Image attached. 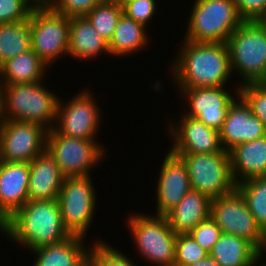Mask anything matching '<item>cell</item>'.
Segmentation results:
<instances>
[{"label":"cell","instance_id":"cell-4","mask_svg":"<svg viewBox=\"0 0 266 266\" xmlns=\"http://www.w3.org/2000/svg\"><path fill=\"white\" fill-rule=\"evenodd\" d=\"M183 40L226 43L244 22L233 0H195Z\"/></svg>","mask_w":266,"mask_h":266},{"label":"cell","instance_id":"cell-37","mask_svg":"<svg viewBox=\"0 0 266 266\" xmlns=\"http://www.w3.org/2000/svg\"><path fill=\"white\" fill-rule=\"evenodd\" d=\"M244 21H254L265 9L266 0H233Z\"/></svg>","mask_w":266,"mask_h":266},{"label":"cell","instance_id":"cell-21","mask_svg":"<svg viewBox=\"0 0 266 266\" xmlns=\"http://www.w3.org/2000/svg\"><path fill=\"white\" fill-rule=\"evenodd\" d=\"M102 53L110 55L108 42L96 31L85 17H71L68 40V55L87 60L98 58Z\"/></svg>","mask_w":266,"mask_h":266},{"label":"cell","instance_id":"cell-19","mask_svg":"<svg viewBox=\"0 0 266 266\" xmlns=\"http://www.w3.org/2000/svg\"><path fill=\"white\" fill-rule=\"evenodd\" d=\"M29 167V200L57 199L64 176L52 156L45 150L29 163Z\"/></svg>","mask_w":266,"mask_h":266},{"label":"cell","instance_id":"cell-29","mask_svg":"<svg viewBox=\"0 0 266 266\" xmlns=\"http://www.w3.org/2000/svg\"><path fill=\"white\" fill-rule=\"evenodd\" d=\"M122 14L123 8L116 1L104 0L88 12L85 17L109 43Z\"/></svg>","mask_w":266,"mask_h":266},{"label":"cell","instance_id":"cell-15","mask_svg":"<svg viewBox=\"0 0 266 266\" xmlns=\"http://www.w3.org/2000/svg\"><path fill=\"white\" fill-rule=\"evenodd\" d=\"M179 119V123L170 121L171 124L168 123L169 128H167L173 142L169 150L173 154H210L223 150L219 131L183 113Z\"/></svg>","mask_w":266,"mask_h":266},{"label":"cell","instance_id":"cell-24","mask_svg":"<svg viewBox=\"0 0 266 266\" xmlns=\"http://www.w3.org/2000/svg\"><path fill=\"white\" fill-rule=\"evenodd\" d=\"M263 253L246 239L222 233L209 255L220 266H257Z\"/></svg>","mask_w":266,"mask_h":266},{"label":"cell","instance_id":"cell-35","mask_svg":"<svg viewBox=\"0 0 266 266\" xmlns=\"http://www.w3.org/2000/svg\"><path fill=\"white\" fill-rule=\"evenodd\" d=\"M157 0H135L127 3L123 7V13L135 22L141 23L145 27L157 14Z\"/></svg>","mask_w":266,"mask_h":266},{"label":"cell","instance_id":"cell-33","mask_svg":"<svg viewBox=\"0 0 266 266\" xmlns=\"http://www.w3.org/2000/svg\"><path fill=\"white\" fill-rule=\"evenodd\" d=\"M32 8L30 0H0V24L26 21Z\"/></svg>","mask_w":266,"mask_h":266},{"label":"cell","instance_id":"cell-27","mask_svg":"<svg viewBox=\"0 0 266 266\" xmlns=\"http://www.w3.org/2000/svg\"><path fill=\"white\" fill-rule=\"evenodd\" d=\"M32 49L29 19L0 24V66Z\"/></svg>","mask_w":266,"mask_h":266},{"label":"cell","instance_id":"cell-18","mask_svg":"<svg viewBox=\"0 0 266 266\" xmlns=\"http://www.w3.org/2000/svg\"><path fill=\"white\" fill-rule=\"evenodd\" d=\"M29 163L0 161V216L6 221L28 200Z\"/></svg>","mask_w":266,"mask_h":266},{"label":"cell","instance_id":"cell-26","mask_svg":"<svg viewBox=\"0 0 266 266\" xmlns=\"http://www.w3.org/2000/svg\"><path fill=\"white\" fill-rule=\"evenodd\" d=\"M147 28L128 18L124 13L117 22L113 37L108 43L110 56H130L148 46ZM148 36V37H147Z\"/></svg>","mask_w":266,"mask_h":266},{"label":"cell","instance_id":"cell-1","mask_svg":"<svg viewBox=\"0 0 266 266\" xmlns=\"http://www.w3.org/2000/svg\"><path fill=\"white\" fill-rule=\"evenodd\" d=\"M182 41L169 65L177 88L227 86L233 75L227 43Z\"/></svg>","mask_w":266,"mask_h":266},{"label":"cell","instance_id":"cell-23","mask_svg":"<svg viewBox=\"0 0 266 266\" xmlns=\"http://www.w3.org/2000/svg\"><path fill=\"white\" fill-rule=\"evenodd\" d=\"M85 238L78 235H70L61 242L43 246L31 252L36 255L33 266H77L87 256Z\"/></svg>","mask_w":266,"mask_h":266},{"label":"cell","instance_id":"cell-12","mask_svg":"<svg viewBox=\"0 0 266 266\" xmlns=\"http://www.w3.org/2000/svg\"><path fill=\"white\" fill-rule=\"evenodd\" d=\"M90 91L84 88L65 104L59 99L53 125L57 134L78 139L97 138L102 116L95 96Z\"/></svg>","mask_w":266,"mask_h":266},{"label":"cell","instance_id":"cell-2","mask_svg":"<svg viewBox=\"0 0 266 266\" xmlns=\"http://www.w3.org/2000/svg\"><path fill=\"white\" fill-rule=\"evenodd\" d=\"M5 227L6 238L30 251L70 236L63 226L57 199L28 200L5 221Z\"/></svg>","mask_w":266,"mask_h":266},{"label":"cell","instance_id":"cell-22","mask_svg":"<svg viewBox=\"0 0 266 266\" xmlns=\"http://www.w3.org/2000/svg\"><path fill=\"white\" fill-rule=\"evenodd\" d=\"M211 199L190 190L166 215L170 228L176 234H188L200 222L210 217Z\"/></svg>","mask_w":266,"mask_h":266},{"label":"cell","instance_id":"cell-9","mask_svg":"<svg viewBox=\"0 0 266 266\" xmlns=\"http://www.w3.org/2000/svg\"><path fill=\"white\" fill-rule=\"evenodd\" d=\"M29 27L32 50L48 67L68 55L70 17L52 7H33Z\"/></svg>","mask_w":266,"mask_h":266},{"label":"cell","instance_id":"cell-30","mask_svg":"<svg viewBox=\"0 0 266 266\" xmlns=\"http://www.w3.org/2000/svg\"><path fill=\"white\" fill-rule=\"evenodd\" d=\"M93 243L88 256L93 260L94 266H136L132 258H128L125 253H121L106 241L94 240Z\"/></svg>","mask_w":266,"mask_h":266},{"label":"cell","instance_id":"cell-3","mask_svg":"<svg viewBox=\"0 0 266 266\" xmlns=\"http://www.w3.org/2000/svg\"><path fill=\"white\" fill-rule=\"evenodd\" d=\"M43 84L0 85V120L36 123L53 129L59 97Z\"/></svg>","mask_w":266,"mask_h":266},{"label":"cell","instance_id":"cell-38","mask_svg":"<svg viewBox=\"0 0 266 266\" xmlns=\"http://www.w3.org/2000/svg\"><path fill=\"white\" fill-rule=\"evenodd\" d=\"M188 266H220L213 257L208 255L205 259Z\"/></svg>","mask_w":266,"mask_h":266},{"label":"cell","instance_id":"cell-36","mask_svg":"<svg viewBox=\"0 0 266 266\" xmlns=\"http://www.w3.org/2000/svg\"><path fill=\"white\" fill-rule=\"evenodd\" d=\"M104 0H58L52 7L67 17H82Z\"/></svg>","mask_w":266,"mask_h":266},{"label":"cell","instance_id":"cell-5","mask_svg":"<svg viewBox=\"0 0 266 266\" xmlns=\"http://www.w3.org/2000/svg\"><path fill=\"white\" fill-rule=\"evenodd\" d=\"M232 74L241 82H266V31L255 21H244L228 38Z\"/></svg>","mask_w":266,"mask_h":266},{"label":"cell","instance_id":"cell-44","mask_svg":"<svg viewBox=\"0 0 266 266\" xmlns=\"http://www.w3.org/2000/svg\"><path fill=\"white\" fill-rule=\"evenodd\" d=\"M33 7H38V0H30Z\"/></svg>","mask_w":266,"mask_h":266},{"label":"cell","instance_id":"cell-8","mask_svg":"<svg viewBox=\"0 0 266 266\" xmlns=\"http://www.w3.org/2000/svg\"><path fill=\"white\" fill-rule=\"evenodd\" d=\"M46 151L64 177L91 176L93 167L106 156V149L96 139L71 138L57 134L53 129L47 131Z\"/></svg>","mask_w":266,"mask_h":266},{"label":"cell","instance_id":"cell-20","mask_svg":"<svg viewBox=\"0 0 266 266\" xmlns=\"http://www.w3.org/2000/svg\"><path fill=\"white\" fill-rule=\"evenodd\" d=\"M228 152L236 184L249 178L266 176V135L240 143Z\"/></svg>","mask_w":266,"mask_h":266},{"label":"cell","instance_id":"cell-42","mask_svg":"<svg viewBox=\"0 0 266 266\" xmlns=\"http://www.w3.org/2000/svg\"><path fill=\"white\" fill-rule=\"evenodd\" d=\"M5 229V220L0 216V234L2 233L3 236H5Z\"/></svg>","mask_w":266,"mask_h":266},{"label":"cell","instance_id":"cell-11","mask_svg":"<svg viewBox=\"0 0 266 266\" xmlns=\"http://www.w3.org/2000/svg\"><path fill=\"white\" fill-rule=\"evenodd\" d=\"M210 216L222 233L246 239L260 253L266 252V235L257 225L245 199L237 189L212 199Z\"/></svg>","mask_w":266,"mask_h":266},{"label":"cell","instance_id":"cell-10","mask_svg":"<svg viewBox=\"0 0 266 266\" xmlns=\"http://www.w3.org/2000/svg\"><path fill=\"white\" fill-rule=\"evenodd\" d=\"M91 179L87 177H64L58 203L62 223L70 235L86 238L96 210V192Z\"/></svg>","mask_w":266,"mask_h":266},{"label":"cell","instance_id":"cell-13","mask_svg":"<svg viewBox=\"0 0 266 266\" xmlns=\"http://www.w3.org/2000/svg\"><path fill=\"white\" fill-rule=\"evenodd\" d=\"M47 131L36 123L0 120V161L30 163L46 150Z\"/></svg>","mask_w":266,"mask_h":266},{"label":"cell","instance_id":"cell-17","mask_svg":"<svg viewBox=\"0 0 266 266\" xmlns=\"http://www.w3.org/2000/svg\"><path fill=\"white\" fill-rule=\"evenodd\" d=\"M219 135L222 148L229 151L240 143L264 137L266 129L263 123L251 113L245 101L238 96L228 108Z\"/></svg>","mask_w":266,"mask_h":266},{"label":"cell","instance_id":"cell-34","mask_svg":"<svg viewBox=\"0 0 266 266\" xmlns=\"http://www.w3.org/2000/svg\"><path fill=\"white\" fill-rule=\"evenodd\" d=\"M189 234L202 248L210 253L215 243L219 240L222 232L210 216L194 227Z\"/></svg>","mask_w":266,"mask_h":266},{"label":"cell","instance_id":"cell-43","mask_svg":"<svg viewBox=\"0 0 266 266\" xmlns=\"http://www.w3.org/2000/svg\"><path fill=\"white\" fill-rule=\"evenodd\" d=\"M122 8L129 2L135 1V0H115Z\"/></svg>","mask_w":266,"mask_h":266},{"label":"cell","instance_id":"cell-25","mask_svg":"<svg viewBox=\"0 0 266 266\" xmlns=\"http://www.w3.org/2000/svg\"><path fill=\"white\" fill-rule=\"evenodd\" d=\"M48 66L30 49L0 66V85L43 82Z\"/></svg>","mask_w":266,"mask_h":266},{"label":"cell","instance_id":"cell-41","mask_svg":"<svg viewBox=\"0 0 266 266\" xmlns=\"http://www.w3.org/2000/svg\"><path fill=\"white\" fill-rule=\"evenodd\" d=\"M77 266H94L93 260L87 256L82 262H80Z\"/></svg>","mask_w":266,"mask_h":266},{"label":"cell","instance_id":"cell-14","mask_svg":"<svg viewBox=\"0 0 266 266\" xmlns=\"http://www.w3.org/2000/svg\"><path fill=\"white\" fill-rule=\"evenodd\" d=\"M225 88L227 89L226 86L177 88L182 96L180 98L184 99L185 106H188L181 113L200 120L207 127L220 131L229 106L239 96V85L235 88V95L229 90L226 91Z\"/></svg>","mask_w":266,"mask_h":266},{"label":"cell","instance_id":"cell-28","mask_svg":"<svg viewBox=\"0 0 266 266\" xmlns=\"http://www.w3.org/2000/svg\"><path fill=\"white\" fill-rule=\"evenodd\" d=\"M257 225L266 235V176L253 177L236 184Z\"/></svg>","mask_w":266,"mask_h":266},{"label":"cell","instance_id":"cell-32","mask_svg":"<svg viewBox=\"0 0 266 266\" xmlns=\"http://www.w3.org/2000/svg\"><path fill=\"white\" fill-rule=\"evenodd\" d=\"M239 96L266 129V82L239 85Z\"/></svg>","mask_w":266,"mask_h":266},{"label":"cell","instance_id":"cell-6","mask_svg":"<svg viewBox=\"0 0 266 266\" xmlns=\"http://www.w3.org/2000/svg\"><path fill=\"white\" fill-rule=\"evenodd\" d=\"M149 215L133 213L127 221L136 252L151 264L174 266L177 234L165 216Z\"/></svg>","mask_w":266,"mask_h":266},{"label":"cell","instance_id":"cell-7","mask_svg":"<svg viewBox=\"0 0 266 266\" xmlns=\"http://www.w3.org/2000/svg\"><path fill=\"white\" fill-rule=\"evenodd\" d=\"M185 163L191 190L211 200L233 192L236 183L231 172L229 152L210 154H175Z\"/></svg>","mask_w":266,"mask_h":266},{"label":"cell","instance_id":"cell-16","mask_svg":"<svg viewBox=\"0 0 266 266\" xmlns=\"http://www.w3.org/2000/svg\"><path fill=\"white\" fill-rule=\"evenodd\" d=\"M161 164L155 190V216H165L191 190L187 167L179 156L167 150Z\"/></svg>","mask_w":266,"mask_h":266},{"label":"cell","instance_id":"cell-39","mask_svg":"<svg viewBox=\"0 0 266 266\" xmlns=\"http://www.w3.org/2000/svg\"><path fill=\"white\" fill-rule=\"evenodd\" d=\"M254 21L266 31V7L264 11Z\"/></svg>","mask_w":266,"mask_h":266},{"label":"cell","instance_id":"cell-40","mask_svg":"<svg viewBox=\"0 0 266 266\" xmlns=\"http://www.w3.org/2000/svg\"><path fill=\"white\" fill-rule=\"evenodd\" d=\"M58 0H38V7H53Z\"/></svg>","mask_w":266,"mask_h":266},{"label":"cell","instance_id":"cell-31","mask_svg":"<svg viewBox=\"0 0 266 266\" xmlns=\"http://www.w3.org/2000/svg\"><path fill=\"white\" fill-rule=\"evenodd\" d=\"M209 253L188 234H177L174 266H188L205 259Z\"/></svg>","mask_w":266,"mask_h":266}]
</instances>
